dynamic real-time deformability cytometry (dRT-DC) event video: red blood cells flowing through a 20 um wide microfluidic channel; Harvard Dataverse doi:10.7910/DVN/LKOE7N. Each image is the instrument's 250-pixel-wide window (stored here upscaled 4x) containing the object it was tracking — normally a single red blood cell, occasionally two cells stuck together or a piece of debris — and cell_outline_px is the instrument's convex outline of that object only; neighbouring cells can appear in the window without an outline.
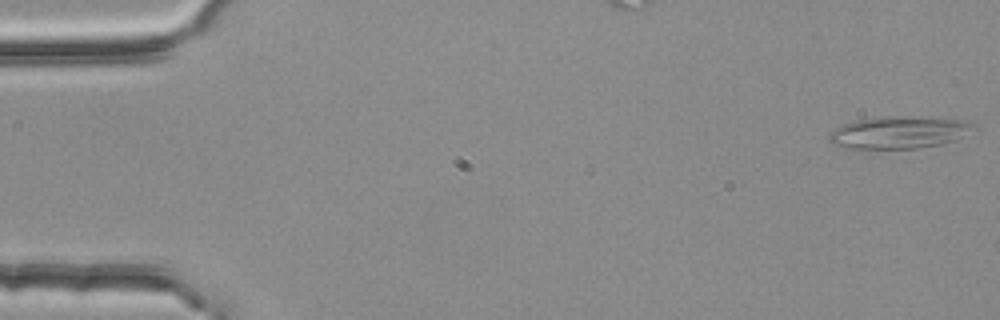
{"species": "common noctule bat (a hibernating species)", "species_latin": "Nyctalus noctula", "temperature_condition": "room temperature", "stored_images_in_passage": 4, "camera_frame_rate_fps": 3000, "um_per_image_px": 0.085, "animal": {"sex": "female", "body_mass_g": 25.1}, "frame": {"image": 1, "passage_image": 1, "time_ms": 0.0, "image_size_px": [1000, 320], "cell_outline_px": [[980, 128], [952, 140], [940, 144], [916, 148], [844, 148], [832, 144], [828, 140], [828, 136], [836, 128], [844, 124], [856, 120], [888, 116], [896, 116], [960, 120], [976, 124]], "centroid_in_image_um": [76.4, 11.26], "position_along_channel_um": 8.6, "area_um2": 26.7}}
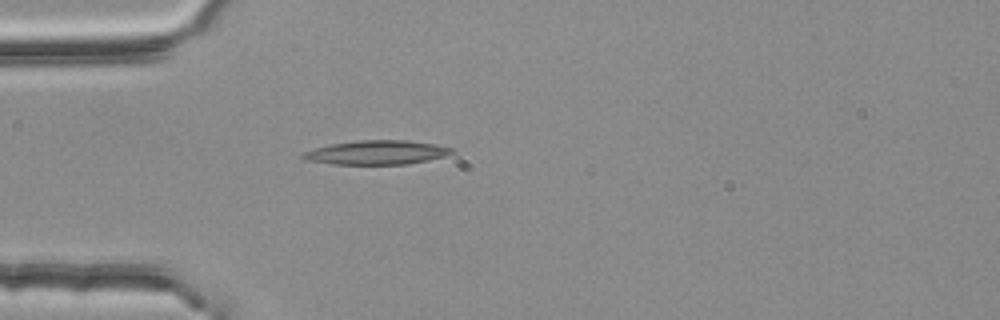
{"frame": {"image": 2, "passage_image": 4, "time_ms": 1.0, "image_size_px": [1000, 320], "cell_outline_px": [[456, 152], [444, 156], [428, 160], [408, 164], [332, 164], [308, 160], [300, 156], [304, 152], [316, 148], [332, 144], [360, 140], [408, 140], [436, 144], [456, 148]], "centroid_in_image_um": [32.11, 12.95], "position_along_channel_um": 52.9, "area_um2": 20.87}}